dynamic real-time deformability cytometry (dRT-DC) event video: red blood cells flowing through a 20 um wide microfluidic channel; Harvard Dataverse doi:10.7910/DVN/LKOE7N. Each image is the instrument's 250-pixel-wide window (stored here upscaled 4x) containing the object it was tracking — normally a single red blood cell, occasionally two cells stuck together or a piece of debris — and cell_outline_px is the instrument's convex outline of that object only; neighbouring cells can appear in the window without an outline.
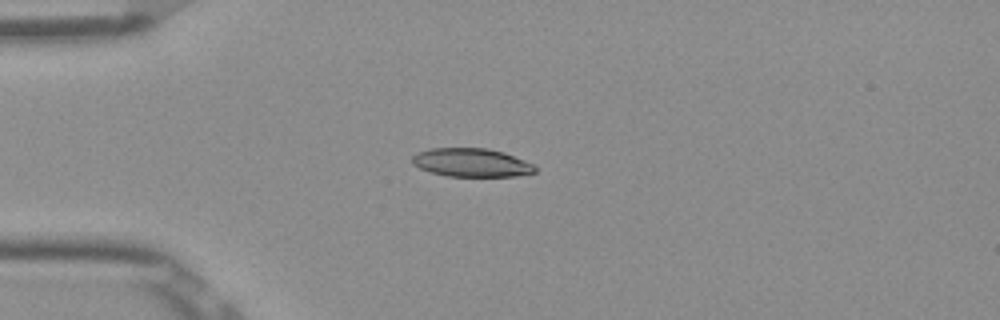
{"species": "Egyptian fruit bat (a non-hibernating species)", "species_latin": "Rousettus aegyptiacus", "temperature_condition": "room temperature", "stored_images_in_passage": 39, "camera_frame_rate_fps": 3000, "um_per_image_px": 0.085, "frame": {"image": 1, "passage_image": 1, "time_ms": 0.0, "image_size_px": [1000, 320], "cell_outline_px": [[536, 172], [516, 176], [448, 176], [432, 172], [420, 168], [412, 164], [412, 156], [428, 148], [488, 148], [504, 152], [524, 160], [532, 164], [536, 168]], "centroid_in_image_um": [40.08, 13.81], "position_along_channel_um": 44.9, "area_um2": 20.29}}
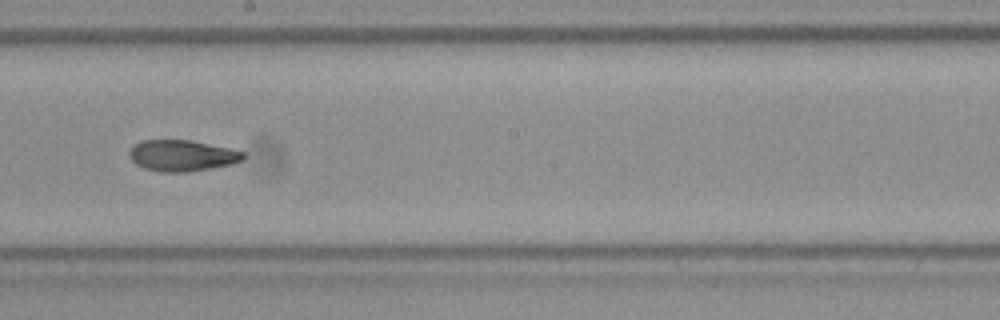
{"frame": {"image": 2, "passage_image": 17, "time_ms": 5.333, "image_size_px": [1000, 320], "cell_outline_px": [[244, 160], [232, 164], [184, 172], [164, 172], [144, 168], [136, 164], [128, 156], [128, 152], [132, 144], [140, 140], [192, 140], [228, 148], [244, 152]], "centroid_in_image_um": [15.43, 13.21], "position_along_channel_um": 232.8, "area_um2": 20.69}}
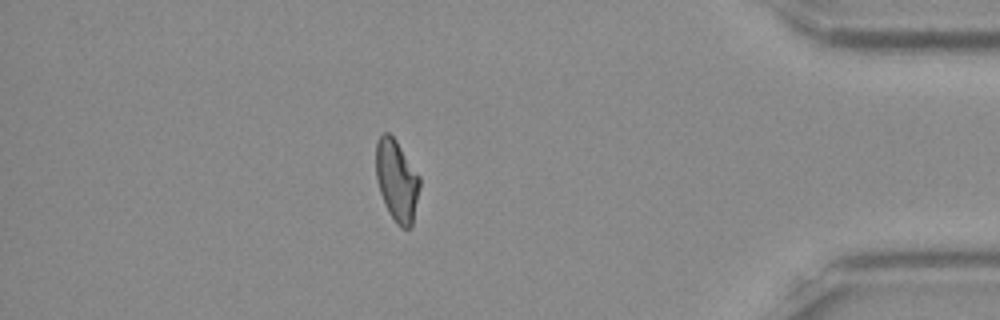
{"frame": {"image": 3, "passage_image": 33, "time_ms": 10.667, "image_size_px": [1000, 320], "cell_outline_px": [[420, 188], [412, 224], [408, 228], [400, 228], [396, 224], [388, 212], [380, 192], [376, 180], [376, 140], [384, 132], [388, 132], [396, 140], [420, 176]], "centroid_in_image_um": [33.72, 15.35], "position_along_channel_um": 401.5, "area_um2": 20.87}, "authors_computed_cell_mechanics": {"area_um2": 21.0392, "velocity_mm_per_s": 3.9093, "shape_relaxation_time_tau1_ms": null, "shape_relaxation_time_tau2_ms": 4.9898, "deformation_change_tau1": null, "deformation_change_tau2": 0.1202}}